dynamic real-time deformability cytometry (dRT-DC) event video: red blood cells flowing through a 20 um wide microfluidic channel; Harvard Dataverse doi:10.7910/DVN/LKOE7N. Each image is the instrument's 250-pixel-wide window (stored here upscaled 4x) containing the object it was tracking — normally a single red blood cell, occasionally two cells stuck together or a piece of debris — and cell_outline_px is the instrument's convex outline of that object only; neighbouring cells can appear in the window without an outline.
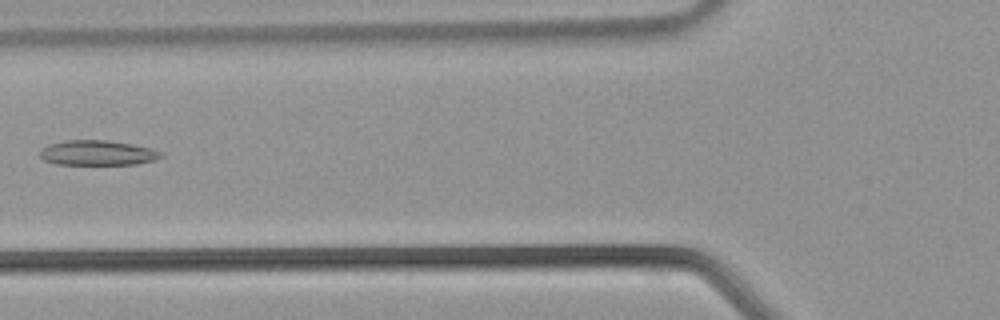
{"species": "common noctule bat (a hibernating species)", "species_latin": "Nyctalus noctula", "temperature_condition": "warm", "stored_images_in_passage": 39, "camera_frame_rate_fps": 3000, "um_per_image_px": 0.085, "animal": {"sex": "male", "body_mass_g": 21.5, "forearm_length_mm": 52.0}, "frame": {"image": 1, "passage_image": 15, "time_ms": 4.667, "image_size_px": [1000, 320], "cell_outline_px": [[164, 156], [156, 160], [136, 164], [60, 164], [44, 160], [40, 156], [40, 152], [48, 144], [64, 140], [104, 140], [132, 144], [148, 148], [160, 152]], "centroid_in_image_um": [8.29, 12.99], "position_along_channel_um": 117.5, "area_um2": 17.4}}
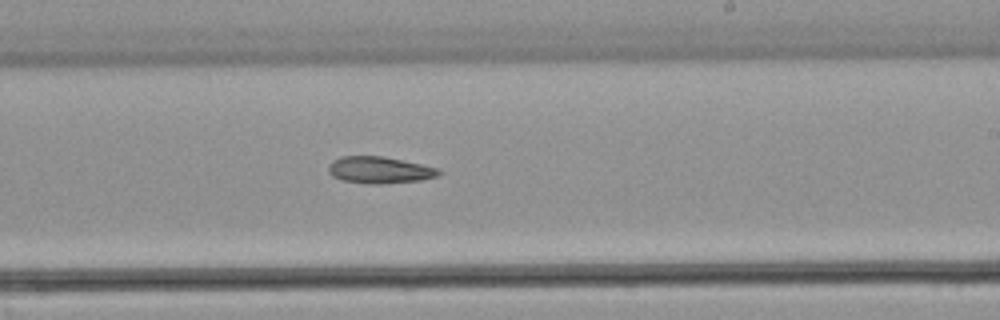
{"frame": {"image": 2, "passage_image": 23, "time_ms": 7.333, "image_size_px": [1000, 320], "cell_outline_px": [[444, 172], [436, 176], [420, 180], [384, 184], [368, 184], [344, 180], [332, 176], [328, 172], [328, 164], [332, 160], [340, 156], [384, 156], [440, 168]], "centroid_in_image_um": [32.26, 14.44], "position_along_channel_um": 256.7, "area_um2": 17.4}}
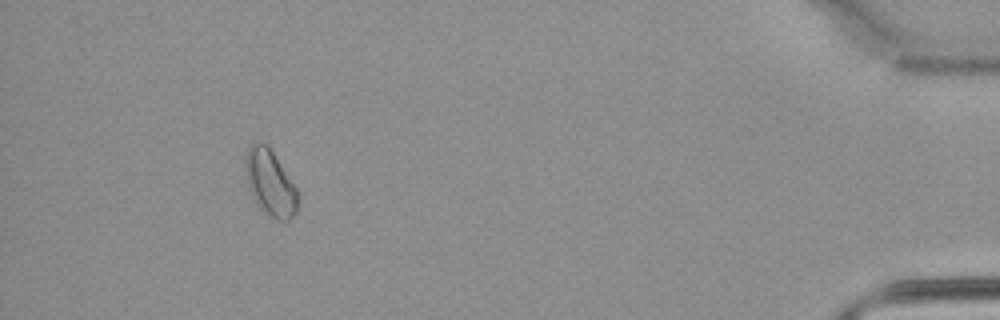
{"frame": {"image": 3, "passage_image": 36, "time_ms": 11.667, "image_size_px": [1000, 320], "cell_outline_px": [[300, 196], [296, 212], [288, 220], [276, 220], [256, 200], [252, 192], [244, 168], [244, 156], [248, 144], [256, 140], [260, 140], [268, 144], [296, 188]], "centroid_in_image_um": [22.97, 15.43], "position_along_channel_um": 412.2, "area_um2": 19.94}}